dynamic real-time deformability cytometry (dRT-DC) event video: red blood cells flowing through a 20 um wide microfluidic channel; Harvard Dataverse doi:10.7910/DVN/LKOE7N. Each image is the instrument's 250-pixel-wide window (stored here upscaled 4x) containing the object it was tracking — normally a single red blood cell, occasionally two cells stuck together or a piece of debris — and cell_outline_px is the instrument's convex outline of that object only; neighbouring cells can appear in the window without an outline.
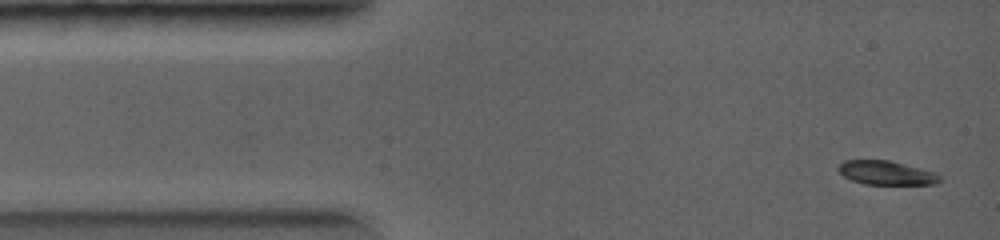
{"species": "common noctule bat (a hibernating species)", "species_latin": "Nyctalus noctula", "temperature_condition": "warm", "stored_images_in_passage": 15, "camera_frame_rate_fps": 5000, "um_per_image_px": 0.085, "animal": {"sex": "female", "body_mass_g": 19.0, "forearm_length_mm": 56.7}, "frame": {"image": 1, "passage_image": 1, "time_ms": 0.0, "image_size_px": [1000, 240], "cell_outline_px": [[940, 180], [936, 184], [864, 184], [852, 180], [844, 176], [836, 168], [844, 160], [888, 160], [932, 172], [940, 176]], "centroid_in_image_um": [75.28, 14.69], "position_along_channel_um": 9.7, "area_um2": 13.81}}
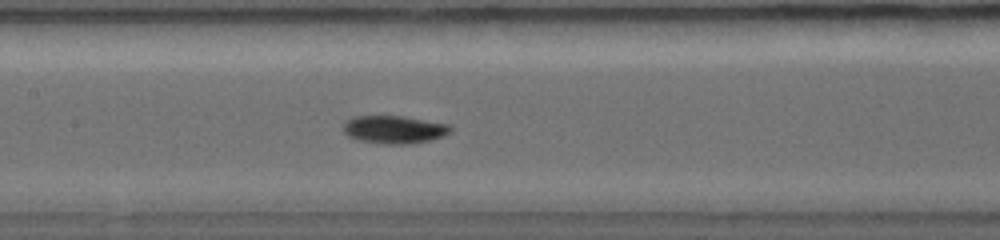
{"frame": {"image": 2, "passage_image": 10, "time_ms": 3.8, "image_size_px": [1000, 240], "cell_outline_px": [[452, 132], [444, 136], [432, 140], [408, 144], [384, 144], [356, 140], [348, 136], [344, 132], [344, 124], [348, 120], [356, 116], [400, 116], [452, 124]], "centroid_in_image_um": [33.56, 11.02], "position_along_channel_um": 173.8, "area_um2": 17.57}}
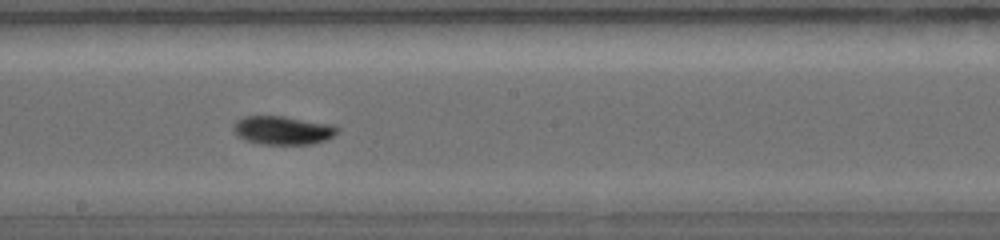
{"frame": {"image": 3, "passage_image": 12, "time_ms": 4.6, "image_size_px": [1000, 240], "cell_outline_px": [[340, 128], [328, 140], [312, 144], [260, 144], [236, 136], [232, 128], [232, 124], [236, 120], [244, 116], [284, 116], [332, 124]], "centroid_in_image_um": [24.02, 11.07], "position_along_channel_um": 224.2, "area_um2": 17.46}}